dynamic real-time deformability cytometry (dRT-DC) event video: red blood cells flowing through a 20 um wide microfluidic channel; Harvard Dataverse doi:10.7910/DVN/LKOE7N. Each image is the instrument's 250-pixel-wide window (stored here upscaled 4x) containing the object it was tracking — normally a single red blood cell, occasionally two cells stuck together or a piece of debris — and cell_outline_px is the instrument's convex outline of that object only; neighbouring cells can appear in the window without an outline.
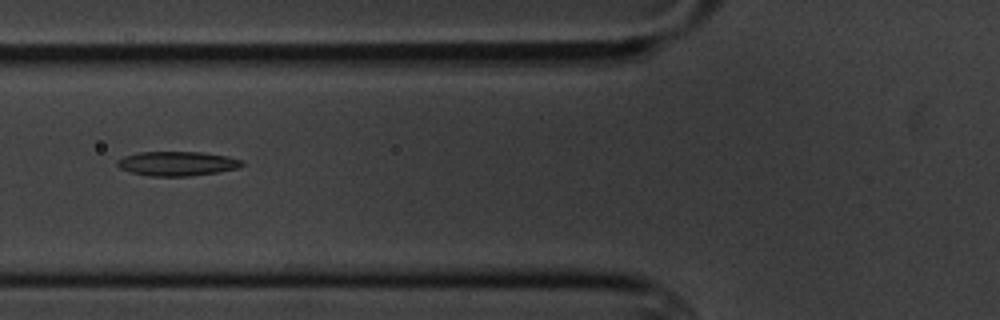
{"species": "common noctule bat (a hibernating species)", "species_latin": "Nyctalus noctula", "temperature_condition": "cold", "stored_images_in_passage": 7, "camera_frame_rate_fps": 3000, "um_per_image_px": 0.085, "animal": {"sex": "male", "body_mass_g": 20.1, "forearm_length_mm": 53.5}, "frame": {"image": 1, "passage_image": 3, "time_ms": 2.333, "image_size_px": [1000, 320], "cell_outline_px": [[244, 164], [240, 168], [192, 176], [148, 176], [132, 172], [120, 168], [116, 164], [116, 160], [124, 156], [140, 152], [200, 152], [228, 156], [244, 160]], "centroid_in_image_um": [15.08, 13.9], "position_along_channel_um": 110.7, "area_um2": 17.8}}
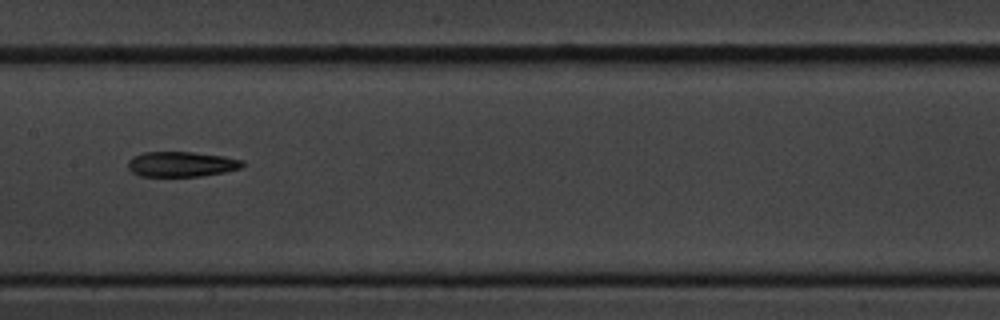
{"frame": {"image": 2, "passage_image": 5, "time_ms": 4.667, "image_size_px": [1000, 320], "cell_outline_px": [[244, 164], [240, 168], [224, 172], [200, 176], [140, 176], [132, 172], [128, 168], [128, 160], [132, 156], [144, 152], [192, 152], [224, 156], [244, 160]], "centroid_in_image_um": [15.4, 13.95], "position_along_channel_um": 192.0, "area_um2": 16.82}}
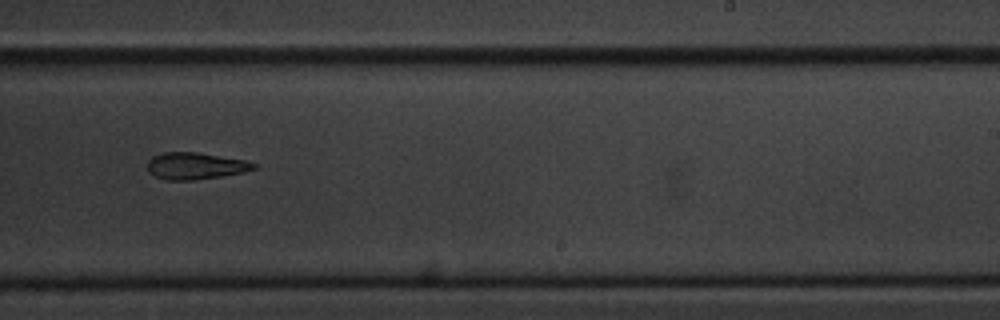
{"frame": {"image": 3, "passage_image": 7, "time_ms": 7.0, "image_size_px": [1000, 320], "cell_outline_px": [[256, 168], [244, 172], [220, 176], [192, 180], [168, 180], [156, 176], [148, 172], [148, 160], [152, 156], [164, 152], [196, 152], [244, 160], [256, 164]], "centroid_in_image_um": [16.58, 14.1], "position_along_channel_um": 272.4, "area_um2": 16.42}}